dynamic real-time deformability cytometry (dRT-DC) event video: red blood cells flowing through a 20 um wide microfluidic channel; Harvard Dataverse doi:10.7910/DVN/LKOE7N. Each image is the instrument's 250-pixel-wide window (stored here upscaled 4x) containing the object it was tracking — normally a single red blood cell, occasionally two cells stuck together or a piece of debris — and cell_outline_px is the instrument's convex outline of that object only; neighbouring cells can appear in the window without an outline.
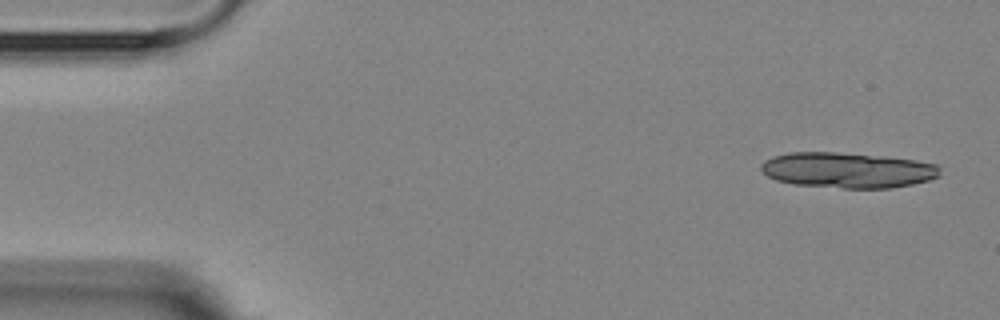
{"species": "Egyptian fruit bat (a non-hibernating species)", "species_latin": "Rousettus aegyptiacus", "temperature_condition": "room temperature", "stored_images_in_passage": 3, "camera_frame_rate_fps": 3000, "um_per_image_px": 0.085, "animal": {"sex": "female"}, "frame": {"image": 1, "passage_image": 3, "time_ms": 5.0, "image_size_px": [1000, 320], "cell_outline_px": [[940, 176], [928, 180], [912, 184], [892, 188], [844, 188], [796, 184], [776, 180], [768, 176], [760, 168], [760, 164], [764, 160], [772, 156], [788, 152], [836, 152], [888, 156], [916, 160], [936, 164], [940, 168]], "centroid_in_image_um": [72.05, 14.45], "position_along_channel_um": 12.9, "area_um2": 37.22}}